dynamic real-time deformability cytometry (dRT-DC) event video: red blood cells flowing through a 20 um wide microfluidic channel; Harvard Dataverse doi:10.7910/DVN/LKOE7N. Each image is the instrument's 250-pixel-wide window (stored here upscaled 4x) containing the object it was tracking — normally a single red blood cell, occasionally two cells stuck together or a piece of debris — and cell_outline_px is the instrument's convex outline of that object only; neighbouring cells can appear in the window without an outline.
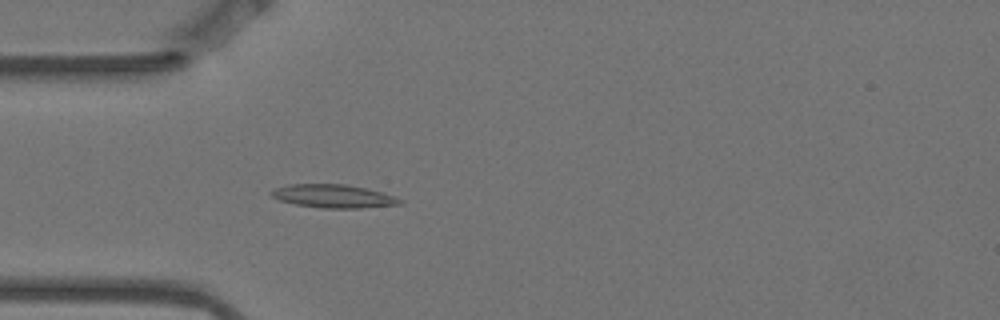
{"species": "Egyptian fruit bat (a non-hibernating species)", "species_latin": "Rousettus aegyptiacus", "temperature_condition": "warm", "stored_images_in_passage": 4, "camera_frame_rate_fps": 3000, "um_per_image_px": 0.085, "animal": {"sex": "female"}, "frame": {"image": 1, "passage_image": 4, "time_ms": 1.0, "image_size_px": [1000, 320], "cell_outline_px": [[404, 200], [400, 204], [360, 208], [324, 208], [296, 204], [280, 200], [272, 196], [268, 192], [276, 188], [288, 184], [344, 184], [364, 188], [396, 196]], "centroid_in_image_um": [28.34, 16.67], "position_along_channel_um": 56.7, "area_um2": 17.28}}